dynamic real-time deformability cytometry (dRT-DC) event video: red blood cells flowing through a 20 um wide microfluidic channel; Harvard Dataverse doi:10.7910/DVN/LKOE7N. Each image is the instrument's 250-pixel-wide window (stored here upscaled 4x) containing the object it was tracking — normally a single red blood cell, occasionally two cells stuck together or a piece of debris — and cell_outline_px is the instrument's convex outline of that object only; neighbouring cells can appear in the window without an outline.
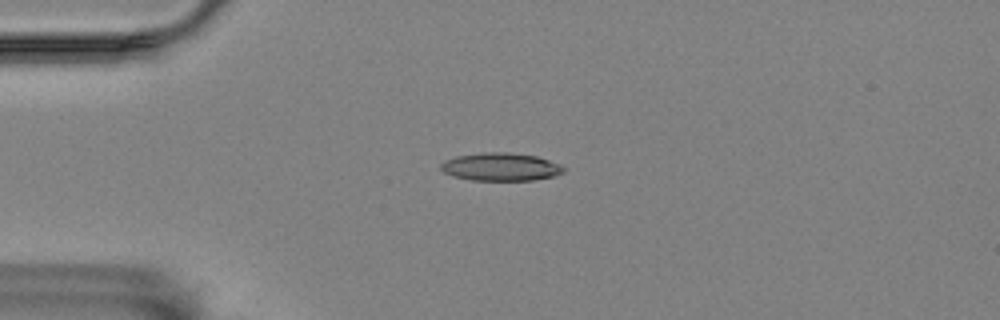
{"species": "Egyptian fruit bat (a non-hibernating species)", "species_latin": "Rousettus aegyptiacus", "temperature_condition": "room temperature", "stored_images_in_passage": 2, "camera_frame_rate_fps": 3000, "um_per_image_px": 0.085, "animal": {"sex": "female"}, "frame": {"image": 1, "passage_image": 1, "time_ms": 0.0, "image_size_px": [1000, 320], "cell_outline_px": [[564, 172], [552, 176], [532, 180], [472, 180], [452, 176], [444, 172], [440, 168], [440, 164], [444, 160], [456, 156], [484, 152], [504, 152], [536, 156], [560, 164], [564, 168]], "centroid_in_image_um": [42.52, 14.18], "position_along_channel_um": 42.5, "area_um2": 19.88}}